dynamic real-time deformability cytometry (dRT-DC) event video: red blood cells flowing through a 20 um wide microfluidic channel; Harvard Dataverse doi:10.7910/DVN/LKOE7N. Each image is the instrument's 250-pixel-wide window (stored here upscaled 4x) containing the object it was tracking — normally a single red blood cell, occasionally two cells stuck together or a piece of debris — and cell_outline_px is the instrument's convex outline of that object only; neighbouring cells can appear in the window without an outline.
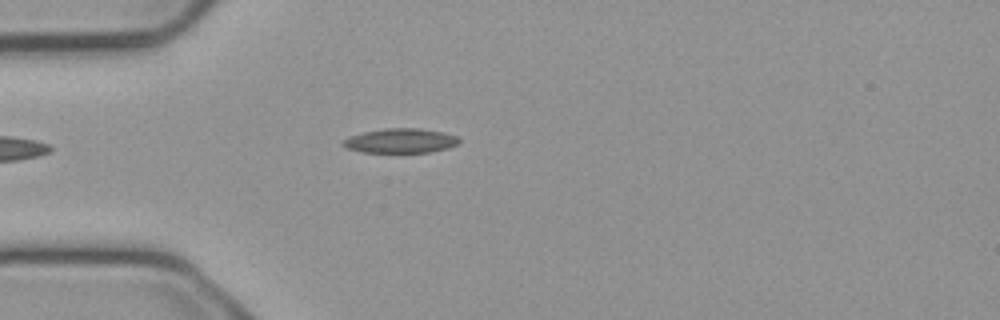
{"species": "common noctule bat (a hibernating species)", "species_latin": "Nyctalus noctula", "temperature_condition": "cold", "stored_images_in_passage": 5, "camera_frame_rate_fps": 3000, "um_per_image_px": 0.085, "animal": {"sex": "male", "body_mass_g": 23.1, "forearm_length_mm": 52.7}, "frame": {"image": 1, "passage_image": 5, "time_ms": 1.333, "image_size_px": [1000, 320], "cell_outline_px": [[460, 144], [448, 148], [428, 152], [364, 152], [348, 148], [340, 144], [344, 140], [352, 136], [364, 132], [384, 128], [420, 128], [444, 132], [460, 136]], "centroid_in_image_um": [34.13, 11.95], "position_along_channel_um": 50.9, "area_um2": 16.59}}